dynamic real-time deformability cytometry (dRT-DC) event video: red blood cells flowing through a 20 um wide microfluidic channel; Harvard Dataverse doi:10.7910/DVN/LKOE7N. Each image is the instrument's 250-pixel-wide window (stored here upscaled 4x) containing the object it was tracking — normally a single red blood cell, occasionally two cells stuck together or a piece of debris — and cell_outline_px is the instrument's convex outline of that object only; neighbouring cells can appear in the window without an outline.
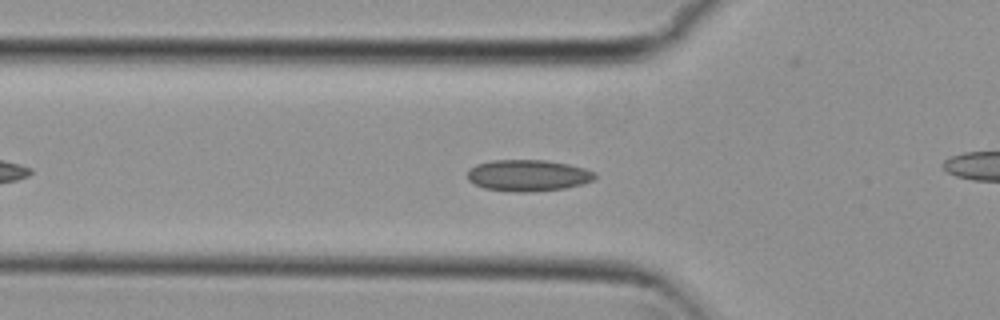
{"species": "common noctule bat (a hibernating species)", "species_latin": "Nyctalus noctula", "temperature_condition": "cold", "stored_images_in_passage": 46, "camera_frame_rate_fps": 3000, "um_per_image_px": 0.085, "animal": {"sex": "female", "body_mass_g": 29.2, "forearm_length_mm": 56.3}, "frame": {"image": 1, "passage_image": 9, "time_ms": 2.667, "image_size_px": [1000, 320], "cell_outline_px": [[596, 176], [592, 180], [580, 184], [564, 188], [528, 192], [512, 192], [484, 188], [468, 180], [468, 168], [476, 164], [492, 160], [544, 160], [568, 164], [584, 168], [596, 172]], "centroid_in_image_um": [44.85, 14.91], "position_along_channel_um": 80.9, "area_um2": 23.29}}
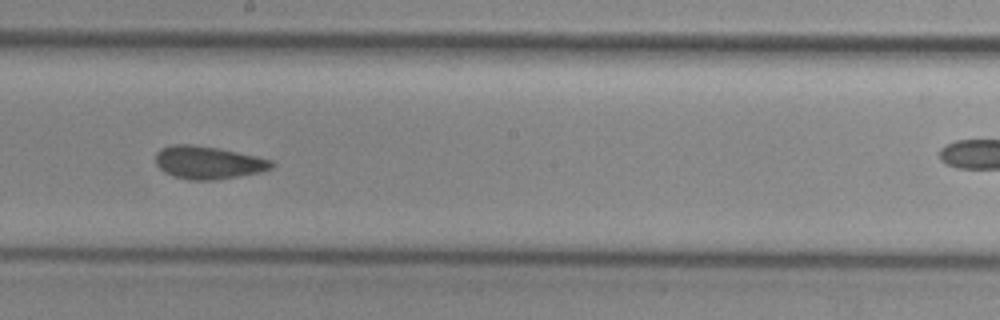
{"frame": {"image": 2, "passage_image": 21, "time_ms": 6.667, "image_size_px": [1000, 320], "cell_outline_px": [[276, 164], [272, 168], [260, 172], [216, 180], [188, 180], [172, 176], [164, 172], [156, 164], [156, 152], [160, 148], [172, 144], [192, 144], [220, 148], [256, 156], [272, 160]], "centroid_in_image_um": [17.68, 13.81], "position_along_channel_um": 230.5, "area_um2": 22.43}}
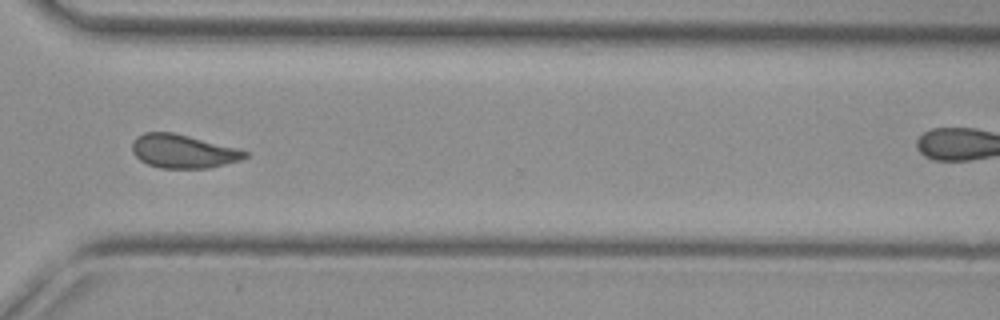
{"frame": {"image": 3, "passage_image": 31, "time_ms": 10.0, "image_size_px": [1000, 320], "cell_outline_px": [[248, 156], [240, 160], [208, 168], [160, 168], [148, 164], [140, 160], [132, 152], [132, 144], [136, 136], [144, 132], [172, 132], [240, 148], [248, 152]], "centroid_in_image_um": [15.57, 12.85], "position_along_channel_um": 355.0, "area_um2": 22.14}}